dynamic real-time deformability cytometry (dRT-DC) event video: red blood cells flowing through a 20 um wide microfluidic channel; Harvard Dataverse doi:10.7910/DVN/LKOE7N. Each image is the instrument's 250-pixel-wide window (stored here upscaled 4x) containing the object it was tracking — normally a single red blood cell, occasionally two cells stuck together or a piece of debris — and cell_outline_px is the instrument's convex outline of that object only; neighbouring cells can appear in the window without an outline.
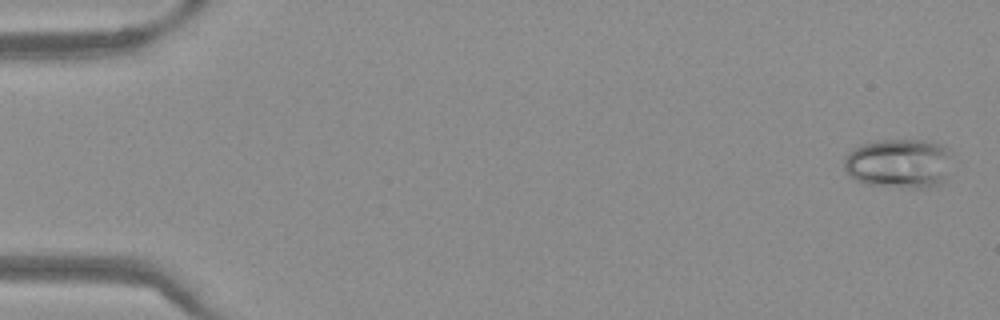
{"species": "Egyptian fruit bat (a non-hibernating species)", "species_latin": "Rousettus aegyptiacus", "temperature_condition": "warm", "stored_images_in_passage": 51, "camera_frame_rate_fps": 3000, "um_per_image_px": 0.085, "frame": {"image": 1, "passage_image": 2, "time_ms": 0.333, "image_size_px": [1000, 320], "cell_outline_px": [[948, 152], [944, 176], [936, 184], [928, 188], [912, 188], [864, 184], [848, 176], [844, 168], [844, 156], [848, 152], [864, 144], [876, 140], [928, 140], [940, 144], [948, 148]], "centroid_in_image_um": [76.3, 13.88], "position_along_channel_um": 8.7, "area_um2": 30.69}}
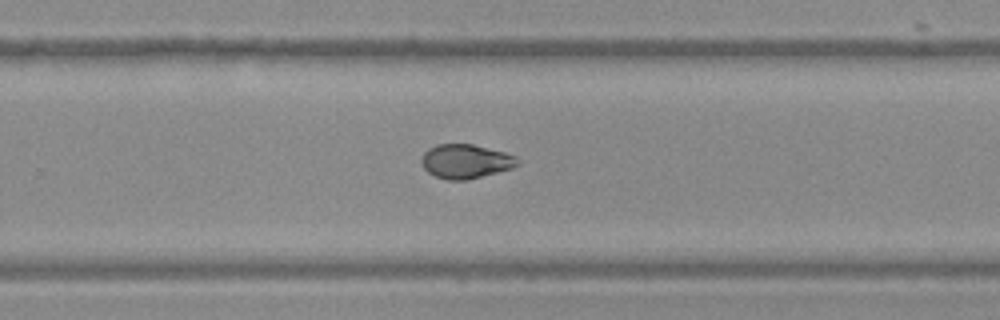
{"frame": {"image": 2, "passage_image": 34, "time_ms": 11.0, "image_size_px": [1000, 320], "cell_outline_px": [[520, 164], [512, 168], [464, 180], [448, 180], [436, 176], [428, 172], [424, 168], [420, 160], [424, 152], [428, 148], [436, 144], [472, 144], [504, 152], [516, 156], [520, 160]], "centroid_in_image_um": [39.57, 13.7], "position_along_channel_um": 290.2, "area_um2": 19.02}}
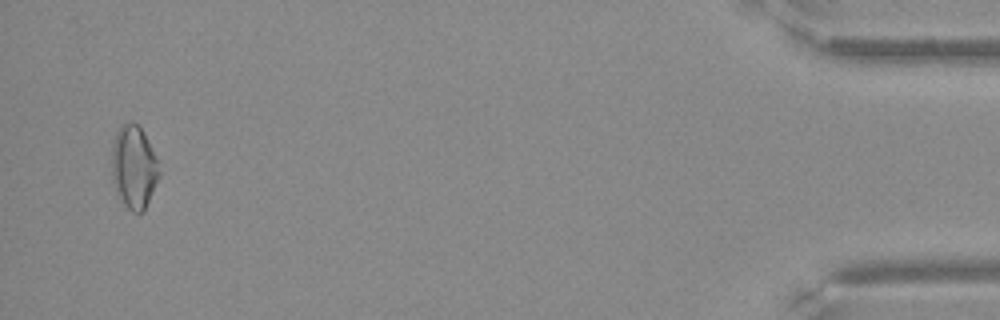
{"frame": {"image": 3, "passage_image": 50, "time_ms": 16.333, "image_size_px": [1000, 320], "cell_outline_px": [[160, 176], [144, 212], [132, 212], [124, 204], [116, 192], [112, 180], [112, 144], [116, 132], [120, 124], [136, 124], [140, 128], [156, 160], [160, 172]], "centroid_in_image_um": [11.35, 14.26], "position_along_channel_um": 423.8, "area_um2": 22.54}}